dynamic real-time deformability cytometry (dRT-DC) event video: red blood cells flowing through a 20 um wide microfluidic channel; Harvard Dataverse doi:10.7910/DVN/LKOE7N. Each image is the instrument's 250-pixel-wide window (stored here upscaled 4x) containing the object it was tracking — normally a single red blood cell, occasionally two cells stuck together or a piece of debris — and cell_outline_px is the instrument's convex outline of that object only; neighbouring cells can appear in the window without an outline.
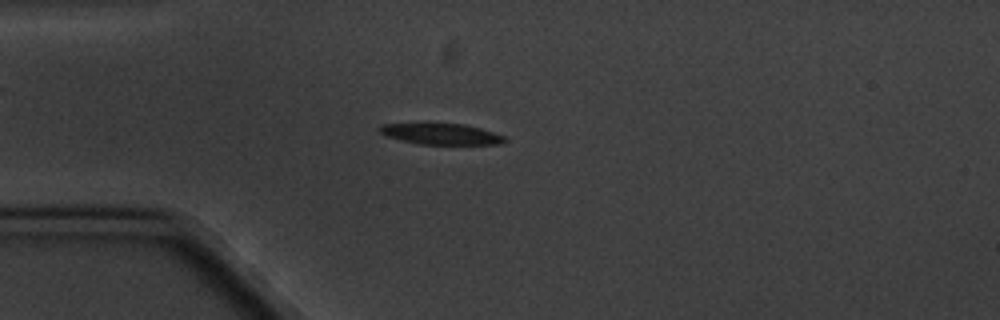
{"species": "common noctule bat (a hibernating species)", "species_latin": "Nyctalus noctula", "temperature_condition": "cold", "stored_images_in_passage": 11, "camera_frame_rate_fps": 3000, "um_per_image_px": 0.085, "animal": {"sex": "male", "body_mass_g": 20.1, "forearm_length_mm": 53.5}, "frame": {"image": 1, "passage_image": 4, "time_ms": 4.333, "image_size_px": [1000, 320], "cell_outline_px": [[508, 140], [500, 144], [420, 144], [400, 140], [388, 136], [380, 132], [376, 128], [380, 124], [428, 120], [464, 124], [480, 128], [504, 136]], "centroid_in_image_um": [37.38, 11.32], "position_along_channel_um": 47.6, "area_um2": 16.3}}
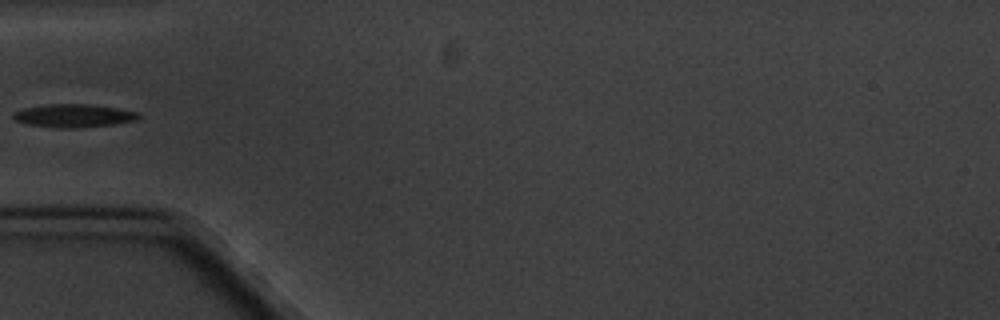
{"frame": {"image": 2, "passage_image": 5, "time_ms": 5.667, "image_size_px": [1000, 320], "cell_outline_px": [[140, 116], [136, 120], [112, 124], [76, 128], [56, 128], [24, 124], [16, 120], [12, 116], [16, 112], [24, 108], [48, 104], [88, 104], [120, 108], [140, 112]], "centroid_in_image_um": [6.28, 9.83], "position_along_channel_um": 78.7, "area_um2": 16.94}}